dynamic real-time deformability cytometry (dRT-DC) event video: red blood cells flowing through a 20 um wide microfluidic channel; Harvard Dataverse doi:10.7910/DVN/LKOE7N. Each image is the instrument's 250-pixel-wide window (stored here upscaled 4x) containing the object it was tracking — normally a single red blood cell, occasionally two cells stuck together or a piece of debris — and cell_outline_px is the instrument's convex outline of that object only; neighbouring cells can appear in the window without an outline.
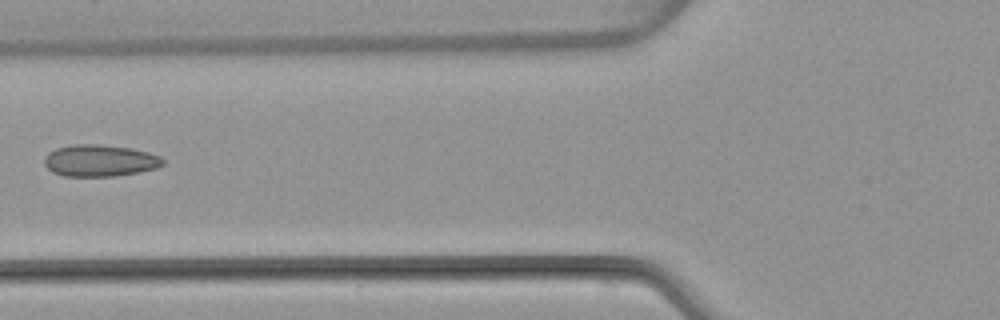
{"species": "common noctule bat (a hibernating species)", "species_latin": "Nyctalus noctula", "temperature_condition": "warm", "stored_images_in_passage": 3, "camera_frame_rate_fps": 3000, "um_per_image_px": 0.085, "animal": {"sex": "female", "body_mass_g": 22.7, "forearm_length_mm": 54.2}, "frame": {"image": 1, "passage_image": 3, "time_ms": 2.333, "image_size_px": [1000, 320], "cell_outline_px": [[164, 164], [156, 168], [116, 176], [64, 176], [52, 172], [44, 164], [44, 156], [48, 152], [56, 148], [76, 144], [100, 144], [132, 148], [148, 152], [160, 156], [164, 160]], "centroid_in_image_um": [8.47, 13.64], "position_along_channel_um": 117.3, "area_um2": 22.02}}